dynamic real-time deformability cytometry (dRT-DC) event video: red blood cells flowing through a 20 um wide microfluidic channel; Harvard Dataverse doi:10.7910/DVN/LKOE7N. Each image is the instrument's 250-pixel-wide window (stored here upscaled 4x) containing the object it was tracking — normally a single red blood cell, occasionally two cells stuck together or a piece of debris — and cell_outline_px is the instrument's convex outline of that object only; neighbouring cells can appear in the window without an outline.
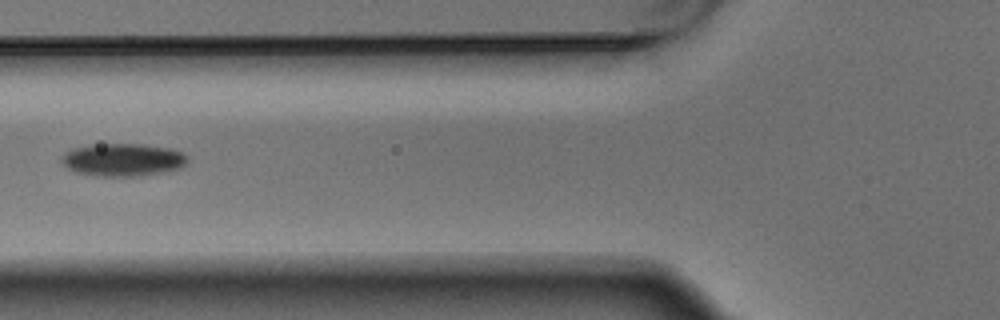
{"species": "Egyptian fruit bat (a non-hibernating species)", "species_latin": "Rousettus aegyptiacus", "temperature_condition": "warm", "stored_images_in_passage": 9, "camera_frame_rate_fps": 3000, "um_per_image_px": 0.085, "animal": {"sex": "male"}, "frame": {"image": 1, "passage_image": 6, "time_ms": 1.667, "image_size_px": [1000, 320], "cell_outline_px": [[188, 160], [180, 168], [164, 172], [136, 176], [96, 176], [76, 172], [68, 168], [60, 160], [60, 156], [72, 148], [92, 144], [144, 144], [168, 148], [180, 152], [188, 156]], "centroid_in_image_um": [10.41, 13.58], "position_along_channel_um": 115.4, "area_um2": 24.04}}
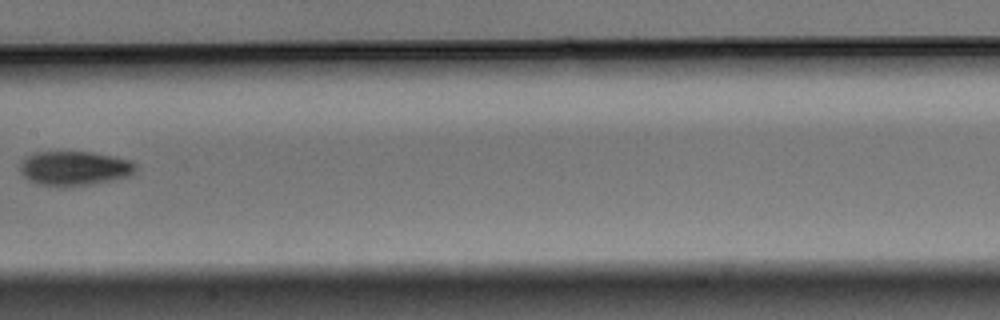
{"frame": {"image": 2, "passage_image": 8, "time_ms": 2.333, "image_size_px": [1000, 320], "cell_outline_px": [[136, 168], [128, 176], [88, 184], [64, 188], [40, 184], [28, 180], [20, 172], [20, 164], [24, 156], [36, 152], [92, 152], [132, 160], [136, 164]], "centroid_in_image_um": [6.27, 14.3], "position_along_channel_um": 201.1, "area_um2": 23.18}}
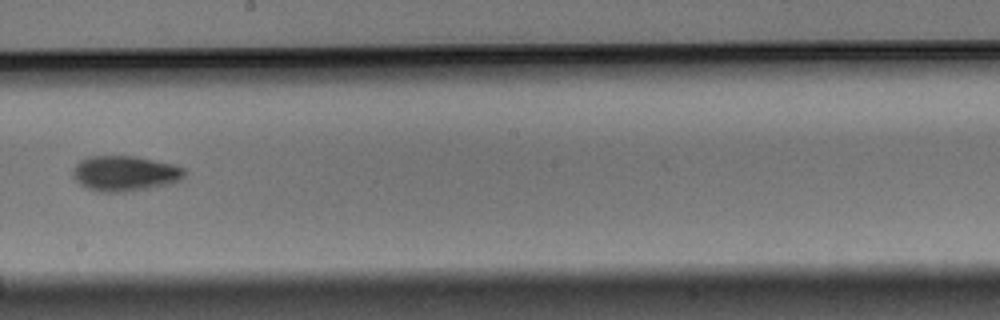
{"frame": {"image": 3, "passage_image": 9, "time_ms": 2.667, "image_size_px": [1000, 320], "cell_outline_px": [[184, 176], [180, 180], [172, 184], [124, 192], [100, 192], [88, 188], [80, 184], [72, 176], [72, 172], [76, 164], [80, 160], [88, 156], [136, 156], [176, 164], [184, 168]], "centroid_in_image_um": [10.63, 14.73], "position_along_channel_um": 237.6, "area_um2": 23.18}}